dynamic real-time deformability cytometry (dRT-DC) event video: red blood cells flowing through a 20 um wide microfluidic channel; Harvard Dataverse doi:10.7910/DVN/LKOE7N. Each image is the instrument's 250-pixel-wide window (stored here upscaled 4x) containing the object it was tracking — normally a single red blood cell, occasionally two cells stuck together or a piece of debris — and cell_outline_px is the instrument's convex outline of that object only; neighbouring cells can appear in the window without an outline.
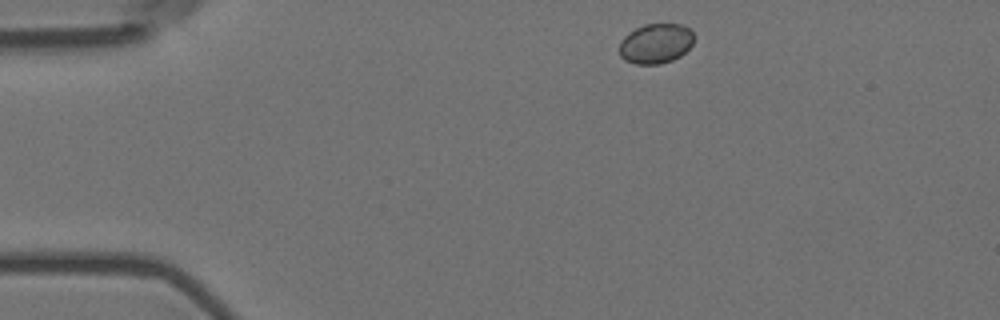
{"species": "Egyptian fruit bat (a non-hibernating species)", "species_latin": "Rousettus aegyptiacus", "temperature_condition": "room temperature", "stored_images_in_passage": 3, "camera_frame_rate_fps": 3000, "um_per_image_px": 0.085, "animal": {"sex": "female"}, "frame": {"image": 1, "passage_image": 1, "time_ms": 0.0, "image_size_px": [1000, 320], "cell_outline_px": [[692, 44], [680, 56], [672, 60], [660, 64], [636, 64], [624, 60], [620, 56], [620, 40], [628, 32], [644, 24], [684, 24], [692, 32]], "centroid_in_image_um": [55.71, 3.7], "position_along_channel_um": 29.3, "area_um2": 17.34}}
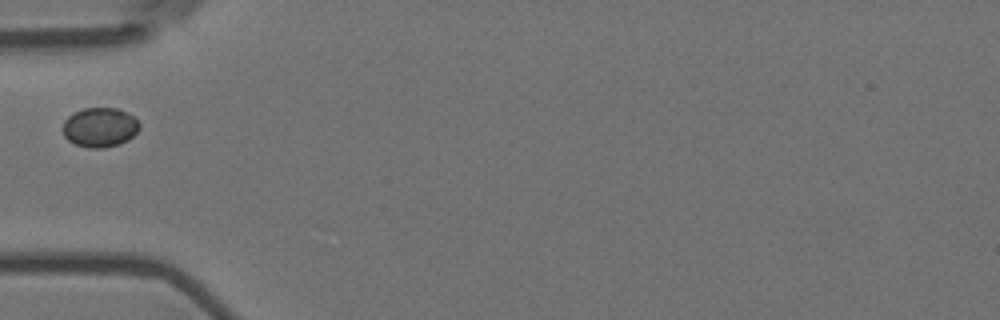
{"frame": {"image": 2, "passage_image": 3, "time_ms": 0.667, "image_size_px": [1000, 320], "cell_outline_px": [[140, 128], [128, 140], [120, 144], [104, 148], [88, 148], [76, 144], [68, 140], [64, 136], [64, 120], [68, 116], [84, 108], [116, 108], [132, 116], [140, 124]], "centroid_in_image_um": [8.49, 10.84], "position_along_channel_um": 76.5, "area_um2": 17.46}}